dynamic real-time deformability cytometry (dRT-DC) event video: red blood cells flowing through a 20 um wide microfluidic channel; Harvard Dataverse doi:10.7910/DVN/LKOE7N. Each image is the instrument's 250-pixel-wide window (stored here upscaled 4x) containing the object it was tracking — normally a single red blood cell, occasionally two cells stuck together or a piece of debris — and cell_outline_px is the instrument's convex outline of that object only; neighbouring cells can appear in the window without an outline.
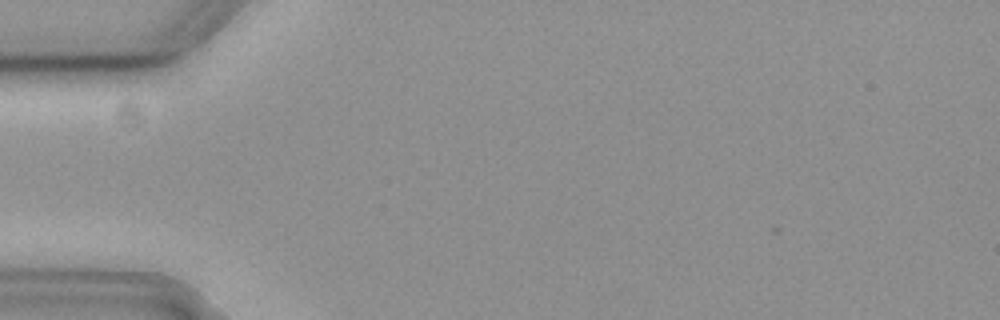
{"species": "common noctule bat (a hibernating species)", "species_latin": "Nyctalus noctula", "temperature_condition": "cold", "stored_images_in_passage": 2, "camera_frame_rate_fps": 3000, "um_per_image_px": 0.085, "animal": {"sex": "female", "body_mass_g": 19.3, "forearm_length_mm": 54.1}, "frame": {"image": 1, "passage_image": 1, "time_ms": 0.0, "image_size_px": [1000, 320], "cell_outline_px": [[196, 16], [188, 32], [172, 40], [136, 44], [64, 44], [64, 40], [196, 12]], "centroid_in_image_um": [11.97, 2.76], "position_along_channel_um": 73.0, "area_um2": 14.57}}